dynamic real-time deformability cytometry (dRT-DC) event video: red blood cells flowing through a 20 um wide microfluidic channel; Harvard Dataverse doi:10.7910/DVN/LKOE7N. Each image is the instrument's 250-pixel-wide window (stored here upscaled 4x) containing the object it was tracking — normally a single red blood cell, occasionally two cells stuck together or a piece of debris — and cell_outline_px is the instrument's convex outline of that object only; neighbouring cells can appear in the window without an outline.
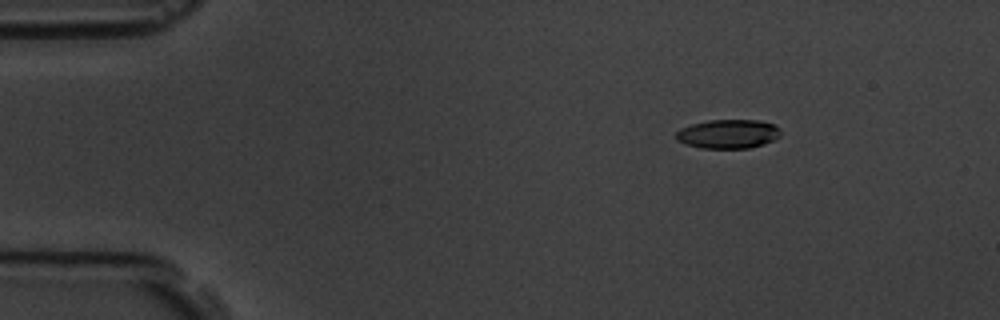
{"species": "common noctule bat (a hibernating species)", "species_latin": "Nyctalus noctula", "temperature_condition": "room temperature", "stored_images_in_passage": 6, "camera_frame_rate_fps": 3000, "um_per_image_px": 0.085, "animal": {"sex": "male", "body_mass_g": 19.5, "forearm_length_mm": 54.6}, "frame": {"image": 1, "passage_image": 2, "time_ms": 2.0, "image_size_px": [1000, 320], "cell_outline_px": [[780, 136], [764, 144], [748, 148], [700, 148], [684, 144], [676, 140], [676, 132], [680, 128], [692, 124], [708, 120], [756, 120], [772, 124], [780, 128]], "centroid_in_image_um": [61.85, 11.39], "position_along_channel_um": 23.1, "area_um2": 17.69}}
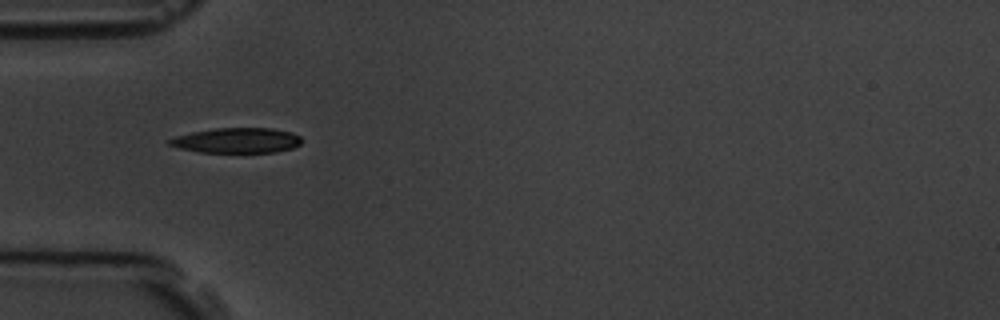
{"frame": {"image": 2, "passage_image": 5, "time_ms": 5.333, "image_size_px": [1000, 320], "cell_outline_px": [[304, 140], [300, 144], [292, 148], [276, 152], [200, 152], [180, 148], [168, 144], [168, 140], [176, 136], [192, 132], [216, 128], [272, 128], [292, 132], [300, 136]], "centroid_in_image_um": [20.18, 11.93], "position_along_channel_um": 64.8, "area_um2": 19.36}}
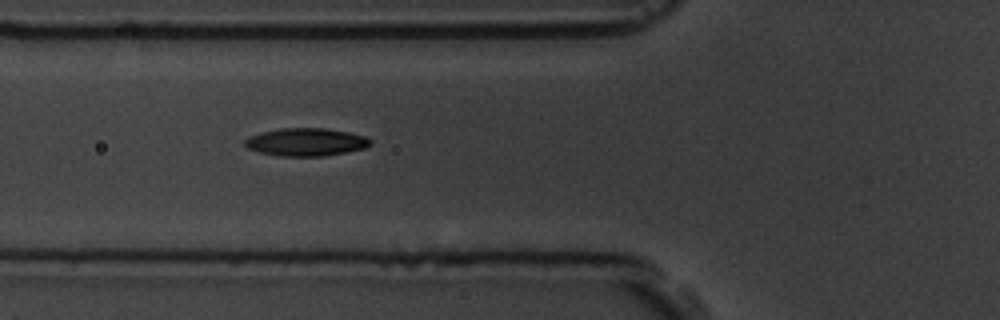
{"frame": {"image": 3, "passage_image": 6, "time_ms": 6.333, "image_size_px": [1000, 320], "cell_outline_px": [[372, 144], [364, 148], [324, 156], [284, 156], [260, 152], [248, 148], [244, 144], [244, 140], [248, 136], [280, 128], [324, 128], [348, 132], [364, 136], [372, 140]], "centroid_in_image_um": [26.01, 12.07], "position_along_channel_um": 99.8, "area_um2": 20.17}}